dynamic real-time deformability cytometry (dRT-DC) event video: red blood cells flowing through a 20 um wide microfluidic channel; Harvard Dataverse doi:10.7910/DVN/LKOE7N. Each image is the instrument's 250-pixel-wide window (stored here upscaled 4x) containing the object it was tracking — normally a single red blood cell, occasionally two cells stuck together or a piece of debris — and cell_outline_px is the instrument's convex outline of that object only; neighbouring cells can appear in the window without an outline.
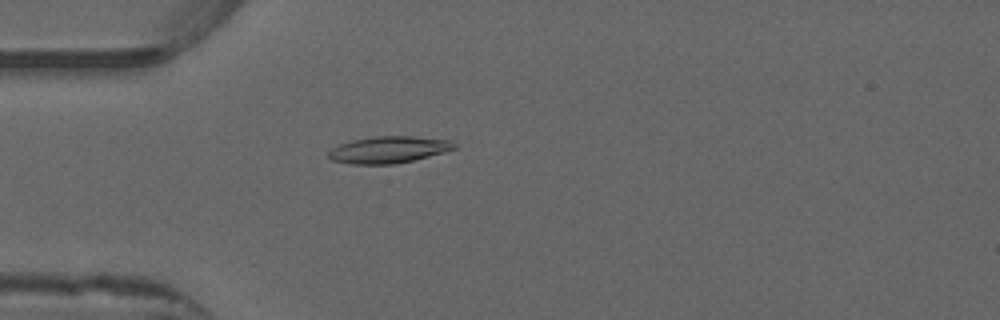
{"species": "common noctule bat (a hibernating species)", "species_latin": "Nyctalus noctula", "temperature_condition": "warm", "stored_images_in_passage": 46, "camera_frame_rate_fps": 3000, "um_per_image_px": 0.085, "animal": {"sex": "male", "forearm_length_mm": 52.5}, "frame": {"image": 1, "passage_image": 9, "time_ms": 2.667, "image_size_px": [1000, 320], "cell_outline_px": [[456, 148], [444, 152], [412, 160], [392, 164], [352, 164], [332, 160], [328, 156], [328, 152], [332, 148], [340, 144], [352, 140], [376, 136], [412, 136], [452, 140], [456, 144]], "centroid_in_image_um": [33.04, 12.71], "position_along_channel_um": 52.0, "area_um2": 19.48}}
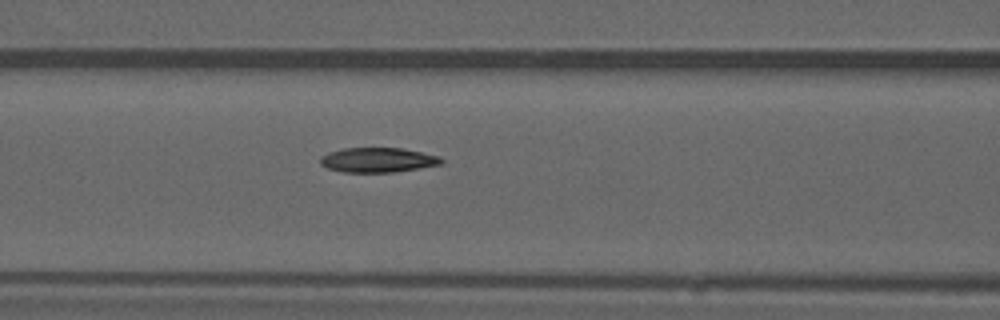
{"frame": {"image": 2, "passage_image": 16, "time_ms": 5.0, "image_size_px": [1000, 320], "cell_outline_px": [[444, 164], [420, 168], [392, 172], [344, 172], [328, 168], [320, 164], [320, 156], [328, 152], [344, 148], [400, 148], [440, 156], [444, 160]], "centroid_in_image_um": [32.12, 13.6], "position_along_channel_um": 134.5, "area_um2": 17.46}}
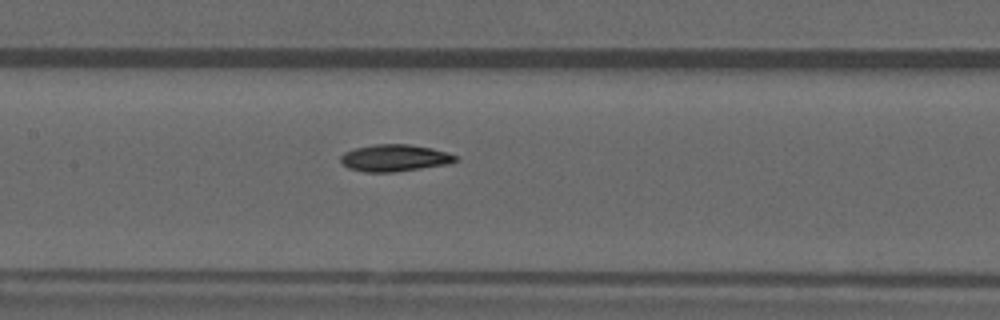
{"frame": {"image": 3, "passage_image": 19, "time_ms": 6.0, "image_size_px": [1000, 320], "cell_outline_px": [[460, 160], [448, 164], [396, 172], [364, 172], [348, 168], [340, 160], [340, 156], [344, 152], [356, 148], [376, 144], [408, 144], [432, 148], [460, 156]], "centroid_in_image_um": [33.58, 13.43], "position_along_channel_um": 173.8, "area_um2": 18.15}, "authors_computed_cell_mechanics": {"area_um2": 17.7157, "velocity_mm_per_s": 3.9353, "shape_relaxation_time_tau1_ms": 5.79, "shape_relaxation_time_tau2_ms": 5.3255, "deformation_change_tau1": 0.1782, "deformation_change_tau2": 0.0932}}